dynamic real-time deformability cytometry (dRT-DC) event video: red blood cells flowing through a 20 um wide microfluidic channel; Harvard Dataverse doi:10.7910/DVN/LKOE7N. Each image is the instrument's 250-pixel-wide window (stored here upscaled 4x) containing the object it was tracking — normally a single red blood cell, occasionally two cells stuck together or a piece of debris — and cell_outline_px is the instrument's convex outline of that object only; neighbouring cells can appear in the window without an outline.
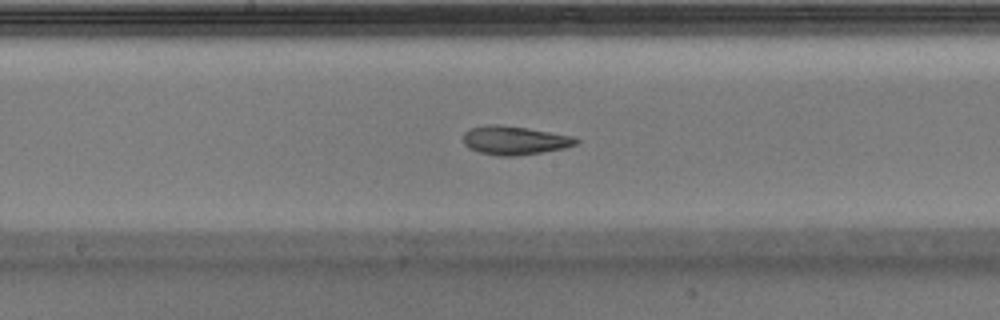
{"species": "Egyptian fruit bat (a non-hibernating species)", "species_latin": "Rousettus aegyptiacus", "temperature_condition": "warm", "stored_images_in_passage": 45, "camera_frame_rate_fps": 3000, "um_per_image_px": 0.085, "animal": {"sex": "male"}, "frame": {"image": 1, "passage_image": 20, "time_ms": 6.333, "image_size_px": [1000, 320], "cell_outline_px": [[580, 140], [576, 144], [564, 148], [516, 156], [496, 156], [480, 152], [468, 148], [464, 144], [464, 132], [468, 128], [488, 124], [500, 124], [572, 136]], "centroid_in_image_um": [43.68, 11.93], "position_along_channel_um": 204.5, "area_um2": 18.73}, "authors_computed_cell_mechanics": {"area_um2": 18.9584, "velocity_mm_per_s": 3.9639, "shape_relaxation_time_tau1_ms": 9.1064, "shape_relaxation_time_tau2_ms": 1.8999, "deformation_change_tau1": 0.2669, "deformation_change_tau2": 0.0835}}